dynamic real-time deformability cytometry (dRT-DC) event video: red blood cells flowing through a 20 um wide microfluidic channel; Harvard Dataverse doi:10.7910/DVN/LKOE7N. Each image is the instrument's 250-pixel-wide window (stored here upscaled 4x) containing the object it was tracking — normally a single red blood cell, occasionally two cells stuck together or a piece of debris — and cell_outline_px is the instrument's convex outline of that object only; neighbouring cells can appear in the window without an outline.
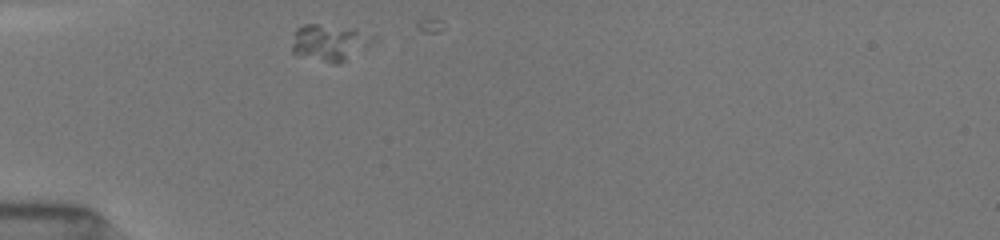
{"species": "common noctule bat (a hibernating species)", "species_latin": "Nyctalus noctula", "temperature_condition": "room temperature", "stored_images_in_passage": 5, "camera_frame_rate_fps": 3000, "um_per_image_px": 0.085, "animal": {"sex": "female", "body_mass_g": 19.5, "forearm_length_mm": 54.1}, "frame": {"image": 1, "passage_image": 1, "time_ms": 0.0, "image_size_px": [1000, 240], "cell_outline_px": [[380, 40], [340, 64], [332, 64], [292, 52], [292, 44], [296, 28], [304, 24], [316, 24], [352, 28], [380, 36]], "centroid_in_image_um": [28.13, 3.61], "position_along_channel_um": 56.9, "area_um2": 17.63}}